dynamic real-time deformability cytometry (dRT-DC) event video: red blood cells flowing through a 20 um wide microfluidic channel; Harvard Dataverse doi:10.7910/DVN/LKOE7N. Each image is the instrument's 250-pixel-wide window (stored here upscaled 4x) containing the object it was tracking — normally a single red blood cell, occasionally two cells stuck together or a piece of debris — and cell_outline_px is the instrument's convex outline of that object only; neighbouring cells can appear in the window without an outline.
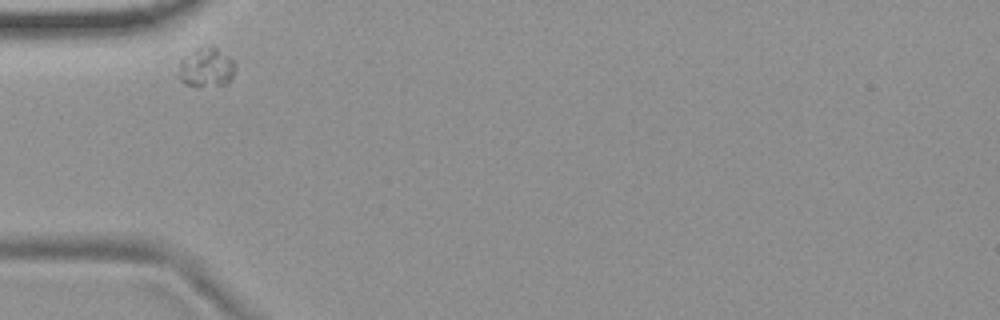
{"species": "common noctule bat (a hibernating species)", "species_latin": "Nyctalus noctula", "temperature_condition": "room temperature", "stored_images_in_passage": 3, "camera_frame_rate_fps": 3000, "um_per_image_px": 0.085, "animal": {"sex": "female", "body_mass_g": 19.9}, "frame": {"image": 1, "passage_image": 1, "time_ms": 0.0, "image_size_px": [1000, 320], "cell_outline_px": [[236, 64], [232, 76], [224, 84], [196, 88], [184, 84], [176, 76], [180, 60], [184, 56], [196, 48], [212, 44], [216, 44]], "centroid_in_image_um": [17.48, 5.72], "position_along_channel_um": 67.5, "area_um2": 13.58}}
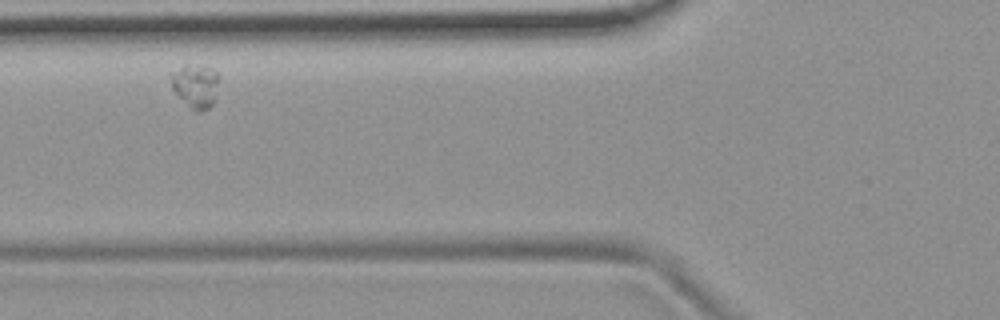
{"frame": {"image": 2, "passage_image": 2, "time_ms": 0.333, "image_size_px": [1000, 320], "cell_outline_px": [[220, 76], [216, 96], [212, 104], [208, 108], [196, 112], [172, 88], [168, 72], [184, 64], [208, 68], [216, 72]], "centroid_in_image_um": [16.6, 7.26], "position_along_channel_um": 109.2, "area_um2": 12.14}}
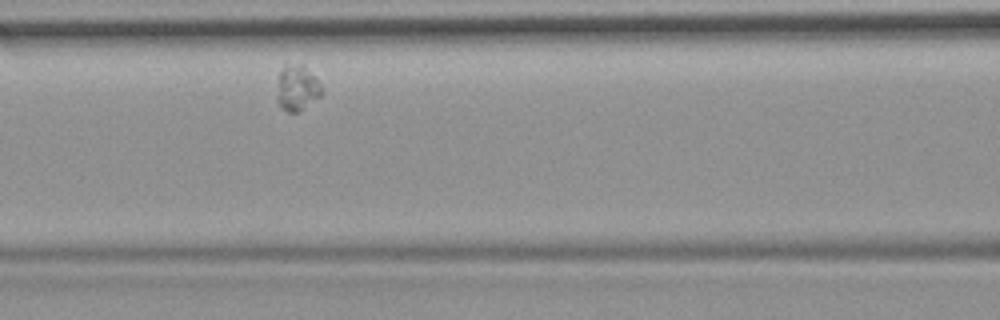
{"frame": {"image": 3, "passage_image": 3, "time_ms": 0.667, "image_size_px": [1000, 320], "cell_outline_px": [[324, 92], [320, 96], [300, 112], [288, 112], [280, 108], [276, 100], [276, 96], [280, 72], [284, 64], [304, 64], [320, 84]], "centroid_in_image_um": [25.24, 7.49], "position_along_channel_um": 141.4, "area_um2": 12.08}}